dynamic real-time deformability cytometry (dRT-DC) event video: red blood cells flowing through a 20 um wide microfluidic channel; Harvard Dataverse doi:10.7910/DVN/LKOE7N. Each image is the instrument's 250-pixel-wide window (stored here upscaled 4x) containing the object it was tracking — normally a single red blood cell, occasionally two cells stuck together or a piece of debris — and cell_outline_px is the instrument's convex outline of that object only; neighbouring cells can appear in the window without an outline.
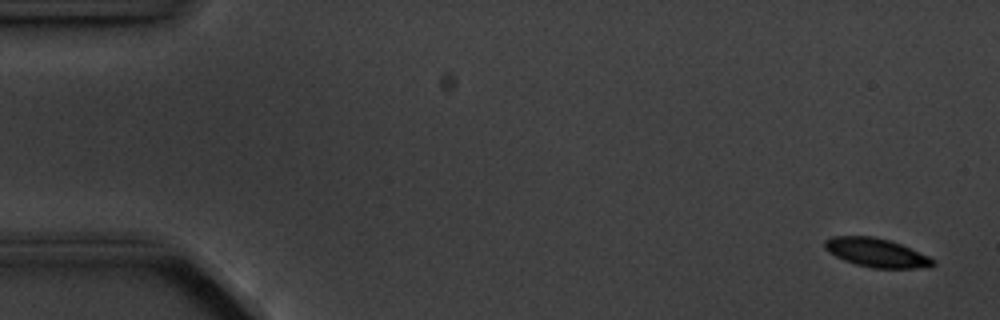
{"species": "common noctule bat (a hibernating species)", "species_latin": "Nyctalus noctula", "temperature_condition": "cold", "stored_images_in_passage": 5, "camera_frame_rate_fps": 3000, "um_per_image_px": 0.085, "animal": {"sex": "male", "body_mass_g": 20.1, "forearm_length_mm": 53.5}, "frame": {"image": 1, "passage_image": 1, "time_ms": 0.0, "image_size_px": [1000, 320], "cell_outline_px": [[936, 264], [928, 268], [872, 268], [856, 264], [844, 260], [828, 252], [824, 248], [824, 240], [832, 236], [872, 236], [892, 240], [928, 256], [936, 260]], "centroid_in_image_um": [74.51, 21.47], "position_along_channel_um": 10.5, "area_um2": 18.32}}
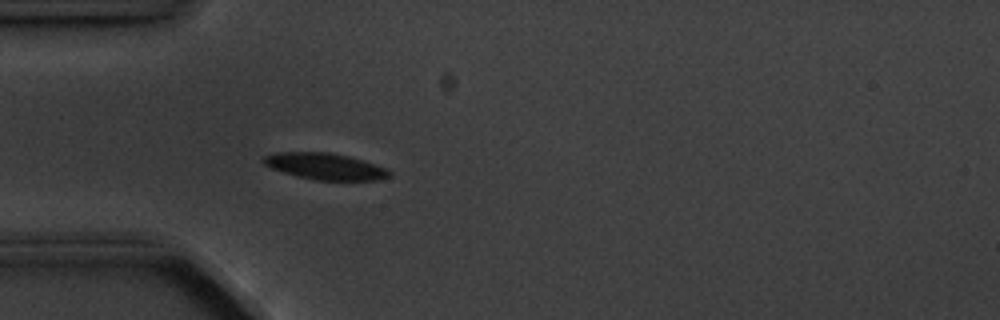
{"frame": {"image": 2, "passage_image": 5, "time_ms": 4.667, "image_size_px": [1000, 320], "cell_outline_px": [[392, 176], [380, 180], [312, 180], [296, 176], [272, 168], [264, 164], [260, 160], [260, 156], [276, 152], [328, 152], [348, 156], [388, 168], [392, 172]], "centroid_in_image_um": [27.62, 14.14], "position_along_channel_um": 57.4, "area_um2": 19.65}}